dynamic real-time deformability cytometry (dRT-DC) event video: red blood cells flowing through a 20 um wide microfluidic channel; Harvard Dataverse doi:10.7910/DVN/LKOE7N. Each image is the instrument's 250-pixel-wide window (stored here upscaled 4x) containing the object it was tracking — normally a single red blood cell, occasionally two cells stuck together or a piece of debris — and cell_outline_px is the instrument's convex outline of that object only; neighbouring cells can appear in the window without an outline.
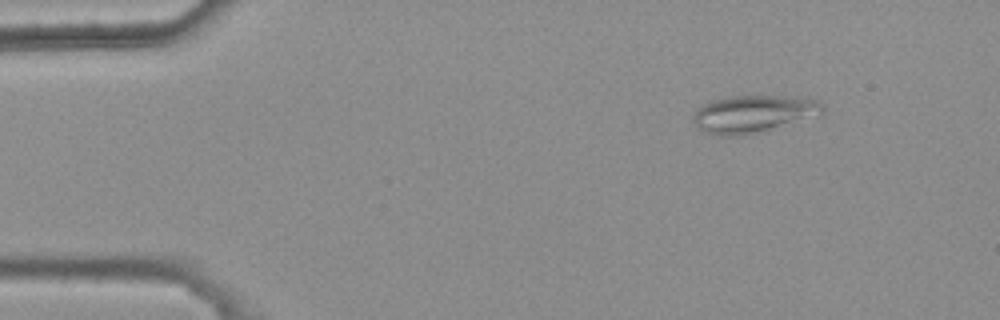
{"species": "common noctule bat (a hibernating species)", "species_latin": "Nyctalus noctula", "temperature_condition": "warm", "stored_images_in_passage": 42, "camera_frame_rate_fps": 3000, "um_per_image_px": 0.085, "animal": {"sex": "female", "body_mass_g": 25.1}, "frame": {"image": 1, "passage_image": 1, "time_ms": 0.0, "image_size_px": [1000, 320], "cell_outline_px": [[824, 108], [820, 112], [768, 132], [744, 136], [720, 136], [704, 132], [692, 120], [692, 116], [696, 108], [712, 100], [728, 96], [784, 96], [820, 100], [824, 104]], "centroid_in_image_um": [63.97, 9.7], "position_along_channel_um": 21.0, "area_um2": 28.38}}
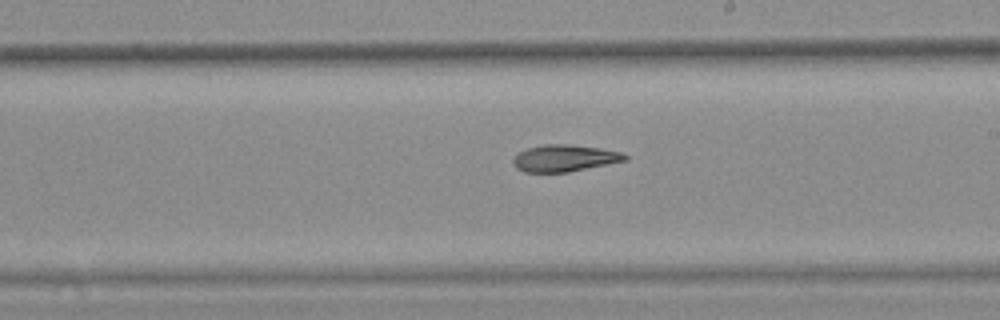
{"frame": {"image": 2, "passage_image": 25, "time_ms": 8.0, "image_size_px": [1000, 320], "cell_outline_px": [[628, 160], [568, 172], [524, 172], [516, 168], [512, 164], [512, 160], [520, 152], [528, 148], [544, 144], [568, 144], [600, 148], [620, 152], [628, 156]], "centroid_in_image_um": [47.98, 13.45], "position_along_channel_um": 241.0, "area_um2": 17.4}}
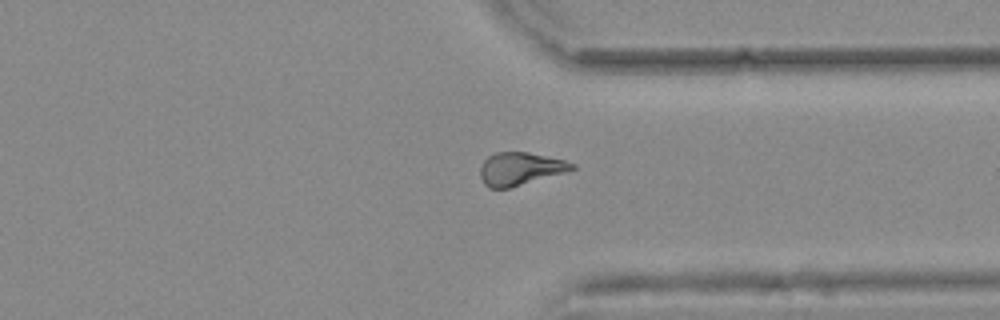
{"frame": {"image": 3, "passage_image": 35, "time_ms": 11.333, "image_size_px": [1000, 320], "cell_outline_px": [[576, 168], [568, 172], [508, 188], [488, 188], [484, 184], [480, 176], [480, 168], [484, 160], [488, 156], [496, 152], [528, 152], [564, 160], [576, 164]], "centroid_in_image_um": [44.22, 14.35], "position_along_channel_um": 367.2, "area_um2": 17.63}}